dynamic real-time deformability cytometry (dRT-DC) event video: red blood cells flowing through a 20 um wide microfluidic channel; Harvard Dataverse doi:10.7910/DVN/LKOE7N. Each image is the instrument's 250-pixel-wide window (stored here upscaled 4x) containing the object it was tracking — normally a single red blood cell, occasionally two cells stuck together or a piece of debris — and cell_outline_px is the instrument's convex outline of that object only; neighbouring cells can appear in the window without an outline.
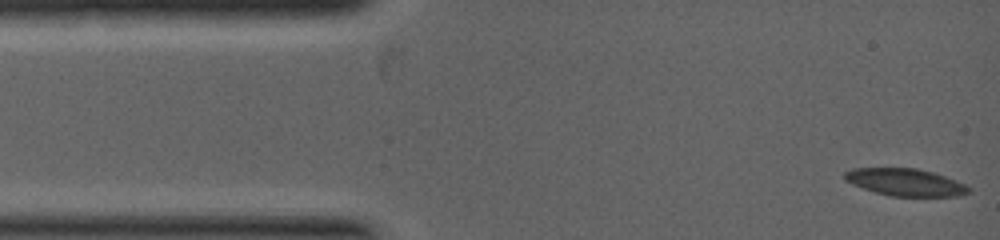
{"species": "common noctule bat (a hibernating species)", "species_latin": "Nyctalus noctula", "temperature_condition": "warm", "stored_images_in_passage": 9, "camera_frame_rate_fps": 5000, "um_per_image_px": 0.085, "animal": {"sex": "female", "body_mass_g": 19.0, "forearm_length_mm": 53.3}, "frame": {"image": 1, "passage_image": 1, "time_ms": 0.0, "image_size_px": [1000, 240], "cell_outline_px": [[972, 188], [968, 192], [960, 196], [888, 196], [852, 184], [844, 180], [844, 172], [852, 168], [916, 168], [932, 172], [956, 180]], "centroid_in_image_um": [76.94, 15.49], "position_along_channel_um": 8.1, "area_um2": 19.65}}
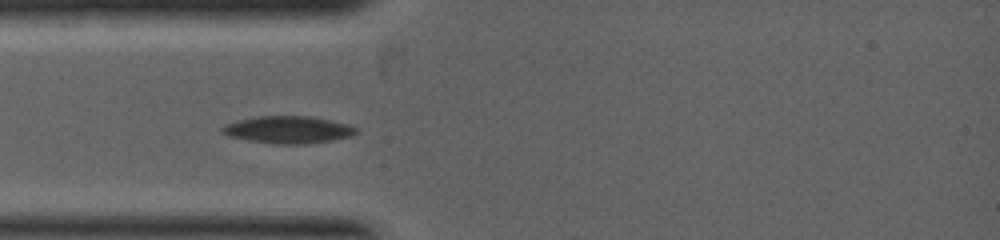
{"frame": {"image": 2, "passage_image": 6, "time_ms": 1.8, "image_size_px": [1000, 240], "cell_outline_px": [[356, 132], [352, 136], [332, 140], [304, 144], [276, 144], [228, 136], [220, 132], [220, 128], [224, 124], [236, 120], [260, 116], [312, 116], [348, 124], [356, 128]], "centroid_in_image_um": [24.46, 11.02], "position_along_channel_um": 60.5, "area_um2": 21.21}}
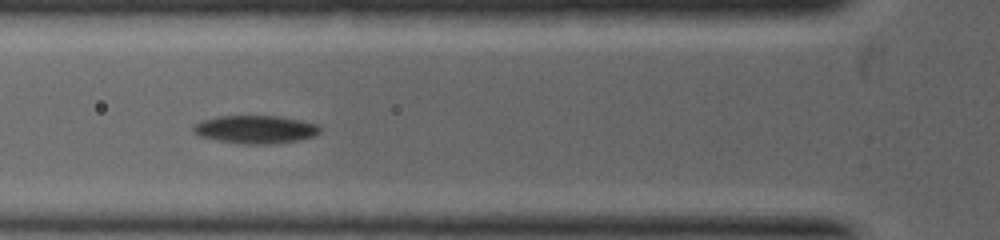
{"frame": {"image": 3, "passage_image": 8, "time_ms": 2.4, "image_size_px": [1000, 240], "cell_outline_px": [[320, 132], [316, 136], [300, 140], [276, 144], [244, 144], [216, 140], [200, 136], [192, 132], [192, 124], [204, 120], [220, 116], [280, 116], [320, 124]], "centroid_in_image_um": [21.75, 11.01], "position_along_channel_um": 104.1, "area_um2": 20.98}}